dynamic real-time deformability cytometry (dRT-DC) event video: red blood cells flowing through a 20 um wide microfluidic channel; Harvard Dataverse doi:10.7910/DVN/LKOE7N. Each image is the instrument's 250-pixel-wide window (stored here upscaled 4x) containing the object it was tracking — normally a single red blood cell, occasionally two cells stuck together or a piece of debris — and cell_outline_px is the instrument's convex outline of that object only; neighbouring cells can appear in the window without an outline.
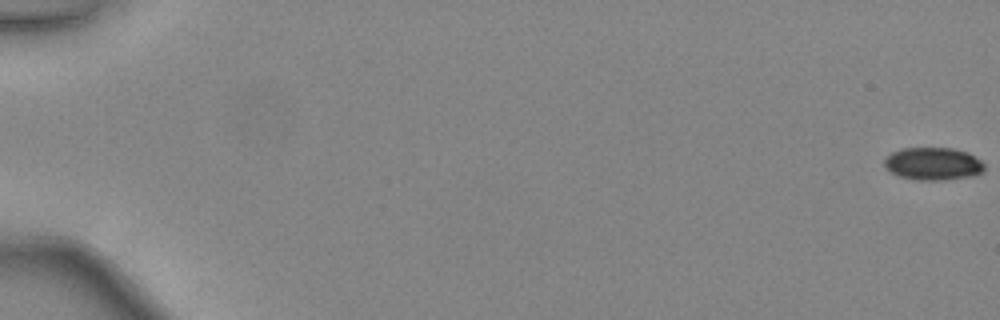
{"species": "common noctule bat (a hibernating species)", "species_latin": "Nyctalus noctula", "temperature_condition": "warm", "stored_images_in_passage": 18, "camera_frame_rate_fps": 3000, "um_per_image_px": 0.085, "animal": {"sex": "female", "body_mass_g": 24.6, "forearm_length_mm": 56.2}, "frame": {"image": 1, "passage_image": 1, "time_ms": 0.0, "image_size_px": [1000, 320], "cell_outline_px": [[984, 172], [972, 176], [944, 180], [916, 180], [900, 176], [884, 168], [884, 160], [892, 152], [900, 148], [952, 148], [968, 152], [980, 160], [984, 164]], "centroid_in_image_um": [79.32, 13.92], "position_along_channel_um": 5.7, "area_um2": 19.13}}